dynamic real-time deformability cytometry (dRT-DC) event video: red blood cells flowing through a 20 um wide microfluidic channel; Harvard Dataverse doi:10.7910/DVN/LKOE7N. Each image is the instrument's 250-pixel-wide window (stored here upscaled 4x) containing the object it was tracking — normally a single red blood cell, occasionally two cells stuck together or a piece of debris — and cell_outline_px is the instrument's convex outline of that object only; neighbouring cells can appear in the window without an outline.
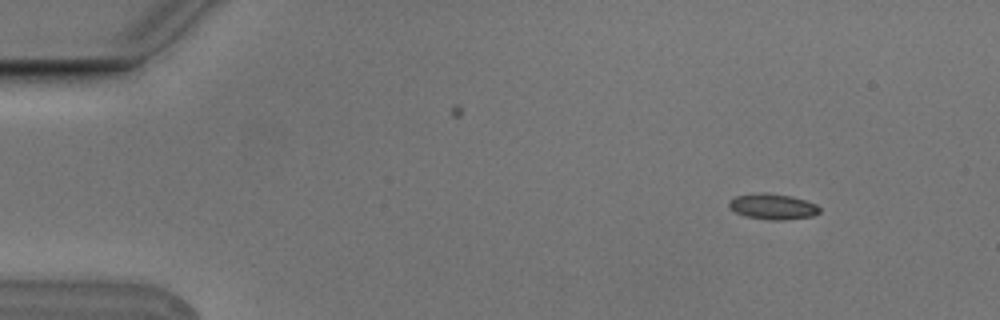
{"species": "Egyptian fruit bat (a non-hibernating species)", "species_latin": "Rousettus aegyptiacus", "temperature_condition": "cold", "stored_images_in_passage": 4, "camera_frame_rate_fps": 3000, "um_per_image_px": 0.085, "animal": {"sex": "male"}, "frame": {"image": 1, "passage_image": 1, "time_ms": 0.0, "image_size_px": [1000, 320], "cell_outline_px": [[820, 212], [812, 216], [784, 220], [772, 220], [744, 216], [736, 212], [728, 204], [728, 200], [736, 196], [760, 192], [764, 192], [792, 196], [816, 204], [820, 208]], "centroid_in_image_um": [65.68, 17.55], "position_along_channel_um": 19.3, "area_um2": 13.53}}